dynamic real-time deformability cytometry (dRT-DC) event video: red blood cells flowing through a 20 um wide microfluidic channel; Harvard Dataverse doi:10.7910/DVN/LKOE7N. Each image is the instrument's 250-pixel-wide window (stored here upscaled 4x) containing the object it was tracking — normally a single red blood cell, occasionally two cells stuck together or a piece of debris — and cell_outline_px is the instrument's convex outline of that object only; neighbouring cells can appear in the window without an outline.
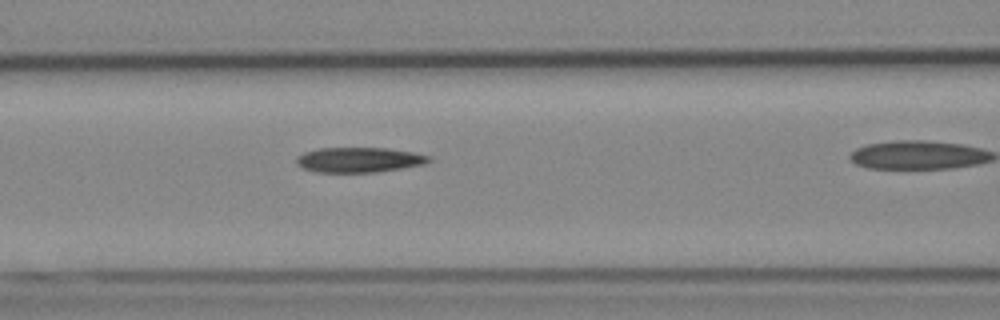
{"species": "Egyptian fruit bat (a non-hibernating species)", "species_latin": "Rousettus aegyptiacus", "temperature_condition": "cold", "stored_images_in_passage": 28, "camera_frame_rate_fps": 3000, "um_per_image_px": 0.085, "animal": {"sex": "female"}, "frame": {"image": 1, "passage_image": 9, "time_ms": 2.667, "image_size_px": [1000, 320], "cell_outline_px": [[432, 160], [424, 164], [376, 172], [316, 172], [304, 168], [296, 164], [296, 156], [304, 152], [320, 148], [384, 148], [412, 152], [432, 156]], "centroid_in_image_um": [30.51, 13.58], "position_along_channel_um": 136.1, "area_um2": 19.25}}